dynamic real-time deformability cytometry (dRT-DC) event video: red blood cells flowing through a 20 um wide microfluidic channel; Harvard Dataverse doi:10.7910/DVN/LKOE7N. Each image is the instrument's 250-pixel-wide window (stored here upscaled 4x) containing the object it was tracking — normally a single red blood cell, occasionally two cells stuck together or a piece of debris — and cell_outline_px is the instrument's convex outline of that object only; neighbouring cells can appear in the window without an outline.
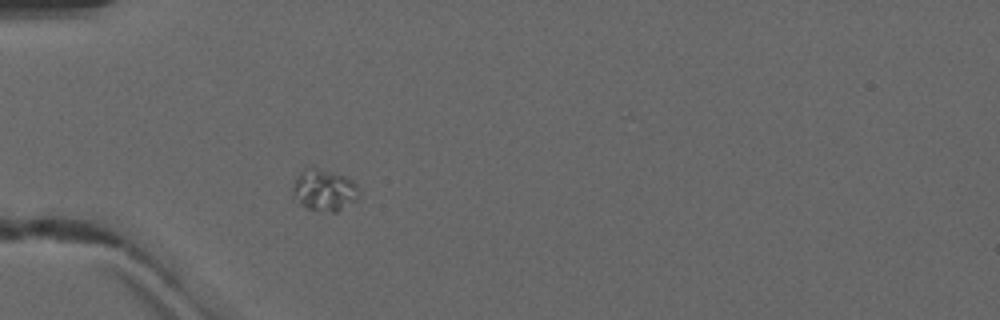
{"species": "common noctule bat (a hibernating species)", "species_latin": "Nyctalus noctula", "temperature_condition": "warm", "stored_images_in_passage": 1, "camera_frame_rate_fps": 3000, "um_per_image_px": 0.085, "animal": {"sex": "male", "forearm_length_mm": 52.5}, "frame": {"image": 1, "passage_image": 1, "time_ms": 0.0, "image_size_px": [1000, 320], "cell_outline_px": [[356, 200], [336, 212], [332, 212], [308, 208], [292, 200], [292, 188], [296, 176], [304, 168], [316, 168], [344, 176], [352, 180], [356, 184]], "centroid_in_image_um": [27.47, 16.16], "position_along_channel_um": 57.5, "area_um2": 15.78}}